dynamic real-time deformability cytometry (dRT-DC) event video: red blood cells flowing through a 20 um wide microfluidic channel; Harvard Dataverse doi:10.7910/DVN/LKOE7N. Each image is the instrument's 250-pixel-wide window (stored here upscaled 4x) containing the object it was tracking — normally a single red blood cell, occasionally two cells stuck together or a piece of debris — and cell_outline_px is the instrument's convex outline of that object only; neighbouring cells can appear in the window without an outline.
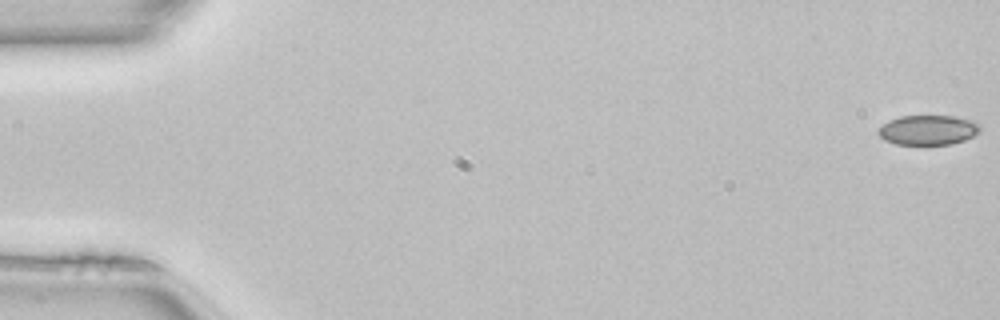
{"species": "common noctule bat (a hibernating species)", "species_latin": "Nyctalus noctula", "temperature_condition": "room temperature", "stored_images_in_passage": 51, "camera_frame_rate_fps": 3000, "um_per_image_px": 0.085, "animal": {"sex": "female", "body_mass_g": 22.7, "forearm_length_mm": 54.2}, "frame": {"image": 1, "passage_image": 1, "time_ms": 0.0, "image_size_px": [1000, 320], "cell_outline_px": [[980, 132], [964, 140], [952, 144], [896, 144], [884, 140], [876, 132], [876, 128], [888, 120], [900, 116], [952, 116], [972, 120], [980, 124]], "centroid_in_image_um": [78.85, 11.04], "position_along_channel_um": 6.2, "area_um2": 17.8}}
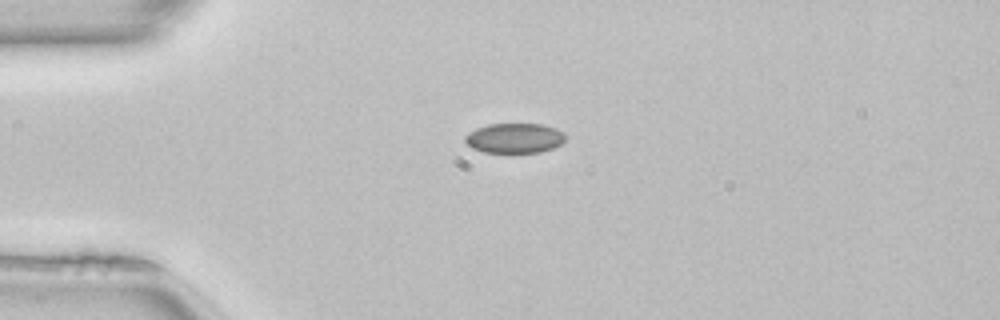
{"frame": {"image": 2, "passage_image": 13, "time_ms": 4.0, "image_size_px": [1000, 320], "cell_outline_px": [[564, 140], [560, 144], [552, 148], [540, 152], [484, 152], [472, 148], [464, 140], [464, 136], [468, 132], [476, 128], [488, 124], [540, 124], [556, 128], [564, 132]], "centroid_in_image_um": [43.71, 11.73], "position_along_channel_um": 41.3, "area_um2": 17.4}}
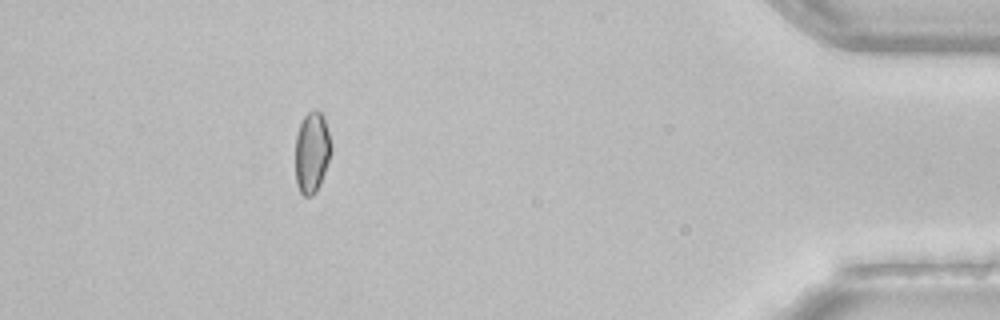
{"frame": {"image": 3, "passage_image": 46, "time_ms": 15.0, "image_size_px": [1000, 320], "cell_outline_px": [[332, 152], [320, 184], [316, 192], [312, 196], [304, 196], [300, 192], [296, 184], [296, 136], [300, 124], [304, 116], [308, 112], [316, 108], [324, 116], [332, 144]], "centroid_in_image_um": [26.53, 12.94], "position_along_channel_um": 408.7, "area_um2": 17.11}, "authors_computed_cell_mechanics": {"area_um2": 17.5134, "velocity_mm_per_s": 4.0964, "shape_relaxation_time_tau1_ms": null, "shape_relaxation_time_tau2_ms": 4.3492, "deformation_change_tau1": null, "deformation_change_tau2": 0.0542}}